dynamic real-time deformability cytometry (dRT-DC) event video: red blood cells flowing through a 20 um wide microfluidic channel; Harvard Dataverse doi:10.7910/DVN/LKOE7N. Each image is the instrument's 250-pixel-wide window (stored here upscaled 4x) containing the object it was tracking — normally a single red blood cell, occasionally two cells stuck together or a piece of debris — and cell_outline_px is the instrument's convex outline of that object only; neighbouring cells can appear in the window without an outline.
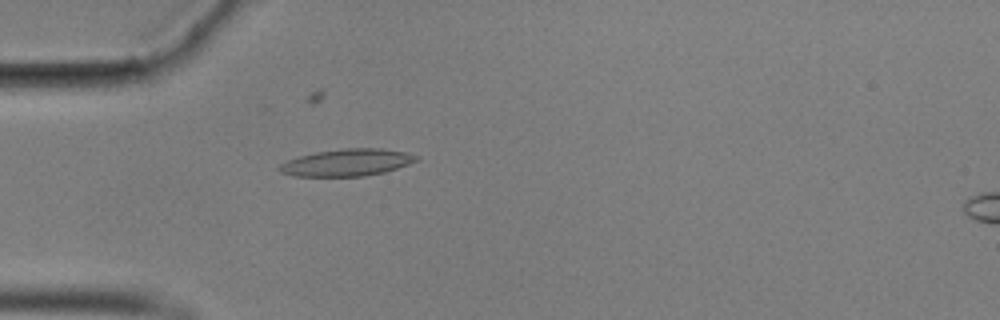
{"species": "common noctule bat (a hibernating species)", "species_latin": "Nyctalus noctula", "temperature_condition": "cold", "stored_images_in_passage": 45, "camera_frame_rate_fps": 3000, "um_per_image_px": 0.085, "animal": {"sex": "male", "body_mass_g": 17.9}, "frame": {"image": 1, "passage_image": 17, "time_ms": 5.333, "image_size_px": [1000, 320], "cell_outline_px": [[420, 160], [384, 172], [364, 176], [296, 176], [280, 172], [276, 168], [280, 164], [288, 160], [300, 156], [316, 152], [344, 148], [380, 148], [408, 152], [420, 156]], "centroid_in_image_um": [29.53, 13.81], "position_along_channel_um": 55.5, "area_um2": 21.62}}
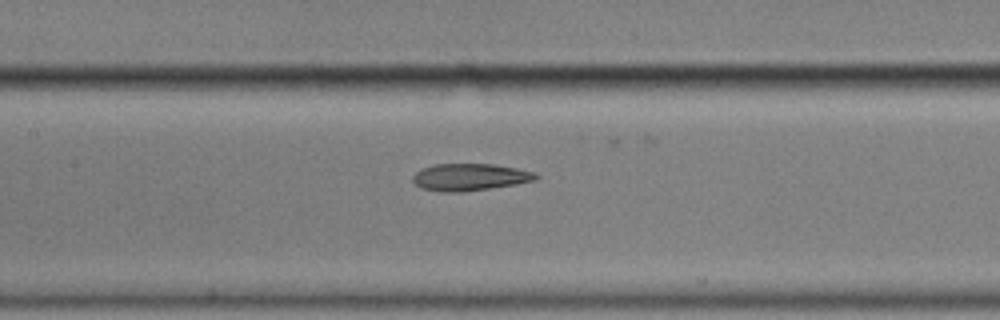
{"frame": {"image": 2, "passage_image": 27, "time_ms": 8.667, "image_size_px": [1000, 320], "cell_outline_px": [[540, 176], [536, 180], [516, 184], [460, 192], [444, 192], [420, 188], [412, 180], [412, 176], [420, 168], [436, 164], [492, 164], [516, 168], [536, 172]], "centroid_in_image_um": [39.93, 15.05], "position_along_channel_um": 167.5, "area_um2": 19.42}}
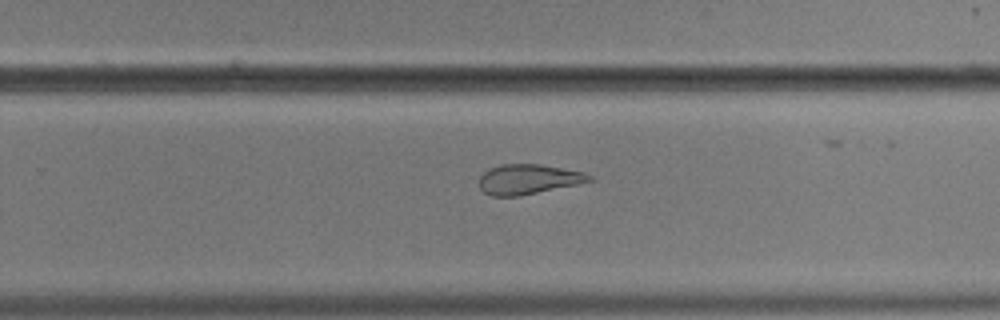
{"frame": {"image": 3, "passage_image": 37, "time_ms": 12.0, "image_size_px": [1000, 320], "cell_outline_px": [[596, 180], [520, 196], [492, 196], [484, 192], [480, 188], [480, 176], [484, 172], [500, 164], [540, 164], [584, 172], [592, 176]], "centroid_in_image_um": [44.93, 15.24], "position_along_channel_um": 284.9, "area_um2": 19.13}}